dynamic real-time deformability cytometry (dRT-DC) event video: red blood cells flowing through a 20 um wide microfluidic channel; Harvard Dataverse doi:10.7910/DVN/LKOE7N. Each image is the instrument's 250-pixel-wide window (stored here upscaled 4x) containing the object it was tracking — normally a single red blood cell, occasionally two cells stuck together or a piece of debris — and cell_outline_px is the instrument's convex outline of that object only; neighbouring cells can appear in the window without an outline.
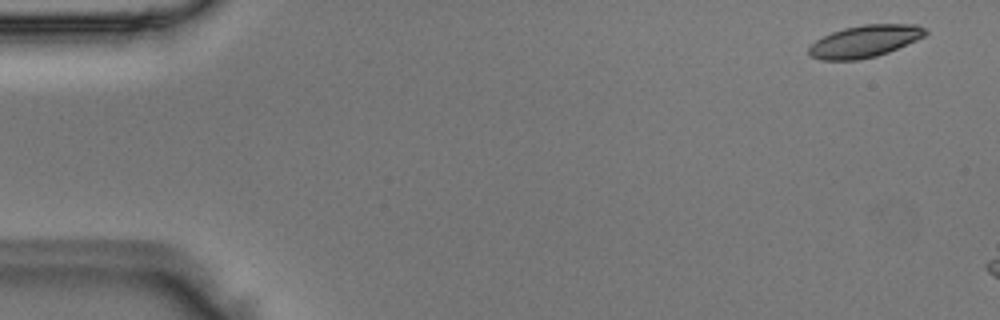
{"species": "Egyptian fruit bat (a non-hibernating species)", "species_latin": "Rousettus aegyptiacus", "temperature_condition": "room temperature", "stored_images_in_passage": 7, "camera_frame_rate_fps": 3000, "um_per_image_px": 0.085, "animal": {"sex": "male"}, "frame": {"image": 1, "passage_image": 1, "time_ms": 0.0, "image_size_px": [1000, 320], "cell_outline_px": [[928, 32], [924, 36], [916, 40], [888, 52], [876, 56], [856, 60], [820, 60], [808, 56], [808, 48], [816, 40], [832, 32], [844, 28], [864, 24], [916, 24], [924, 28]], "centroid_in_image_um": [73.47, 3.51], "position_along_channel_um": 11.5, "area_um2": 21.73}}